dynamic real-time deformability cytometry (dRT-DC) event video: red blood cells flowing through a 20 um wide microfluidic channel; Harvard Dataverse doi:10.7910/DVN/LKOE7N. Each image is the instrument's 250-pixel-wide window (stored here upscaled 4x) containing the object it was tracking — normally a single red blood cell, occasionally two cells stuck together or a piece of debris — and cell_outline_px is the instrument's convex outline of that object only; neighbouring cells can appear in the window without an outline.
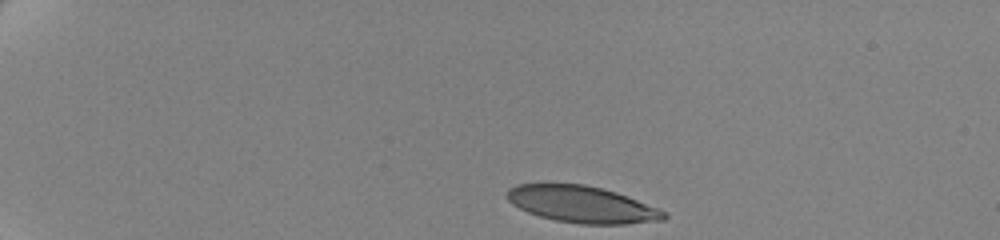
{"species": "human", "species_latin": "Homo sapiens", "temperature_condition": "cold", "stored_images_in_passage": 48, "camera_frame_rate_fps": 3000, "um_per_image_px": 0.085, "donor": {"sex": "female"}, "frame": {"image": 1, "passage_image": 1, "time_ms": 0.0, "image_size_px": [1000, 240], "cell_outline_px": [[668, 216], [664, 220], [624, 224], [580, 224], [556, 220], [540, 216], [528, 212], [512, 204], [508, 200], [508, 188], [516, 184], [584, 184], [616, 192], [656, 208], [664, 212]], "centroid_in_image_um": [49.44, 17.37], "position_along_channel_um": 35.6, "area_um2": 33.06}}
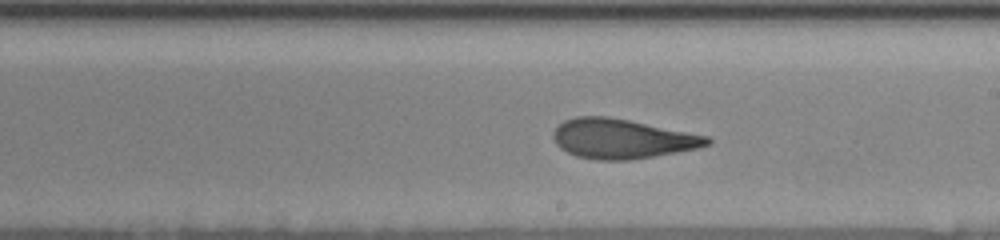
{"frame": {"image": 2, "passage_image": 26, "time_ms": 8.333, "image_size_px": [1000, 240], "cell_outline_px": [[712, 144], [696, 148], [676, 152], [628, 160], [596, 160], [576, 156], [560, 148], [556, 144], [552, 136], [552, 132], [564, 120], [576, 116], [608, 116], [708, 136], [712, 140]], "centroid_in_image_um": [52.84, 11.79], "position_along_channel_um": 236.2, "area_um2": 35.32}}
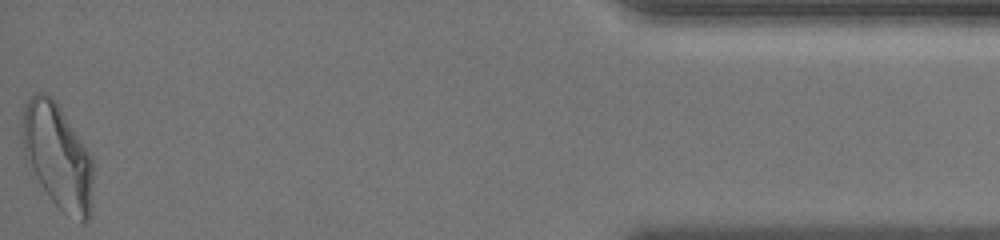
{"frame": {"image": 3, "passage_image": 48, "time_ms": 15.667, "image_size_px": [1000, 240], "cell_outline_px": [[92, 212], [88, 220], [84, 224], [80, 224], [64, 212], [48, 196], [40, 184], [24, 156], [20, 132], [24, 108], [28, 100], [36, 92], [44, 92], [52, 96], [56, 100], [92, 156]], "centroid_in_image_um": [4.9, 13.29], "position_along_channel_um": 430.3, "area_um2": 43.81}, "authors_computed_cell_mechanics": {"area_um2": 35.4892, "velocity_mm_per_s": 3.4758, "shape_relaxation_time_tau1_ms": 4.4848, "shape_relaxation_time_tau2_ms": 1.3253, "deformation_change_tau1": 0.184, "deformation_change_tau2": 0.0868}}